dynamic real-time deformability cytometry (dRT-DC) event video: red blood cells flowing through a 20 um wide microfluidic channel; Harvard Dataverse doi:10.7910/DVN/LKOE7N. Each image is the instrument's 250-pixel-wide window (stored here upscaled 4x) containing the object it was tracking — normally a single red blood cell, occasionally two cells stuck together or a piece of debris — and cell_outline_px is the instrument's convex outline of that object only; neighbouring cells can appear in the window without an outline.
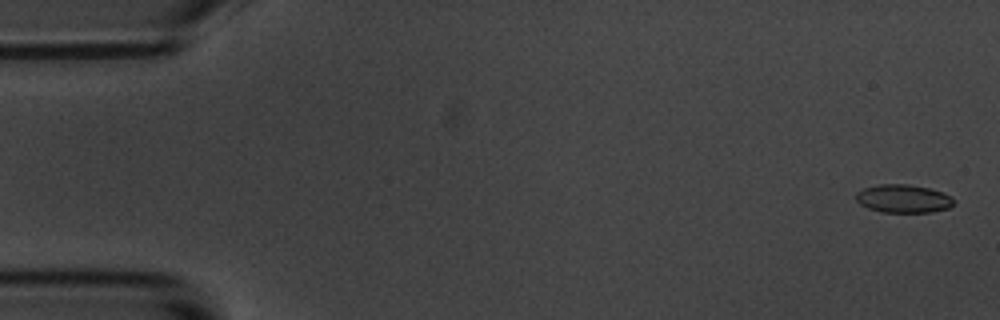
{"species": "common noctule bat (a hibernating species)", "species_latin": "Nyctalus noctula", "temperature_condition": "room temperature", "stored_images_in_passage": 9, "camera_frame_rate_fps": 3000, "um_per_image_px": 0.085, "animal": {"sex": "male", "body_mass_g": 20.1, "forearm_length_mm": 53.5}, "frame": {"image": 1, "passage_image": 2, "time_ms": 0.333, "image_size_px": [1000, 320], "cell_outline_px": [[952, 204], [948, 208], [932, 212], [880, 212], [868, 208], [860, 204], [856, 200], [856, 192], [864, 188], [880, 184], [908, 184], [928, 188], [944, 192], [952, 196]], "centroid_in_image_um": [76.77, 16.88], "position_along_channel_um": 8.2, "area_um2": 16.07}}